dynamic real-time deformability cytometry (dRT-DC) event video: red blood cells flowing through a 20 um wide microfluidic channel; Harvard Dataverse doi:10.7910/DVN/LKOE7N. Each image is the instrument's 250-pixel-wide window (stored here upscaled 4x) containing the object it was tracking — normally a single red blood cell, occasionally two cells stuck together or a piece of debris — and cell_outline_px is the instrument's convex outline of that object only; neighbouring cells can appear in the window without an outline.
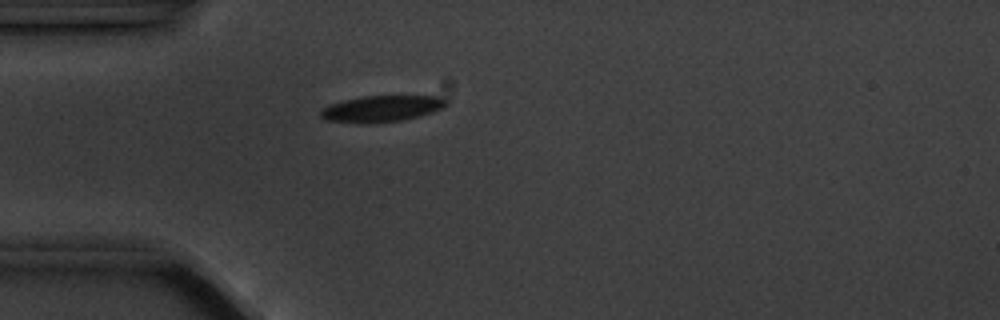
{"species": "common noctule bat (a hibernating species)", "species_latin": "Nyctalus noctula", "temperature_condition": "cold", "stored_images_in_passage": 1, "camera_frame_rate_fps": 3000, "um_per_image_px": 0.085, "animal": {"sex": "male", "body_mass_g": 20.1, "forearm_length_mm": 53.5}, "frame": {"image": 1, "passage_image": 1, "time_ms": 0.0, "image_size_px": [1000, 320], "cell_outline_px": [[448, 104], [444, 108], [420, 116], [400, 120], [356, 124], [324, 120], [320, 116], [320, 108], [328, 104], [360, 96], [436, 96], [444, 100]], "centroid_in_image_um": [32.35, 9.24], "position_along_channel_um": 52.7, "area_um2": 19.36}}